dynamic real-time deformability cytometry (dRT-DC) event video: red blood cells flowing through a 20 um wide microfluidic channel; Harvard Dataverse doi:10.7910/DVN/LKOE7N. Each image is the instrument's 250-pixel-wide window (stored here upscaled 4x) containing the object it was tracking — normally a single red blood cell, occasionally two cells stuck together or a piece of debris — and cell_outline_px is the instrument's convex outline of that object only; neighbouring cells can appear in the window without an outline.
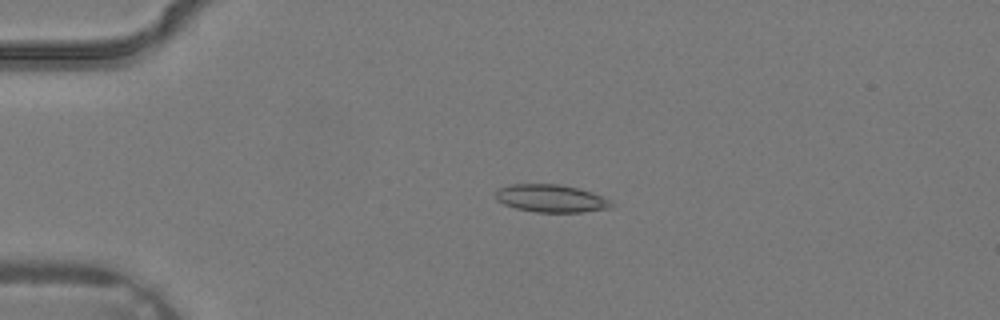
{"species": "common noctule bat (a hibernating species)", "species_latin": "Nyctalus noctula", "temperature_condition": "warm", "stored_images_in_passage": 3, "camera_frame_rate_fps": 3000, "um_per_image_px": 0.085, "animal": {"sex": "male", "body_mass_g": 19.2, "forearm_length_mm": 51.8}, "frame": {"image": 1, "passage_image": 2, "time_ms": 0.333, "image_size_px": [1000, 320], "cell_outline_px": [[616, 204], [612, 208], [580, 212], [536, 212], [516, 208], [504, 204], [496, 200], [496, 188], [512, 184], [560, 184], [580, 188], [592, 192], [612, 200]], "centroid_in_image_um": [46.88, 16.86], "position_along_channel_um": 38.1, "area_um2": 18.96}}